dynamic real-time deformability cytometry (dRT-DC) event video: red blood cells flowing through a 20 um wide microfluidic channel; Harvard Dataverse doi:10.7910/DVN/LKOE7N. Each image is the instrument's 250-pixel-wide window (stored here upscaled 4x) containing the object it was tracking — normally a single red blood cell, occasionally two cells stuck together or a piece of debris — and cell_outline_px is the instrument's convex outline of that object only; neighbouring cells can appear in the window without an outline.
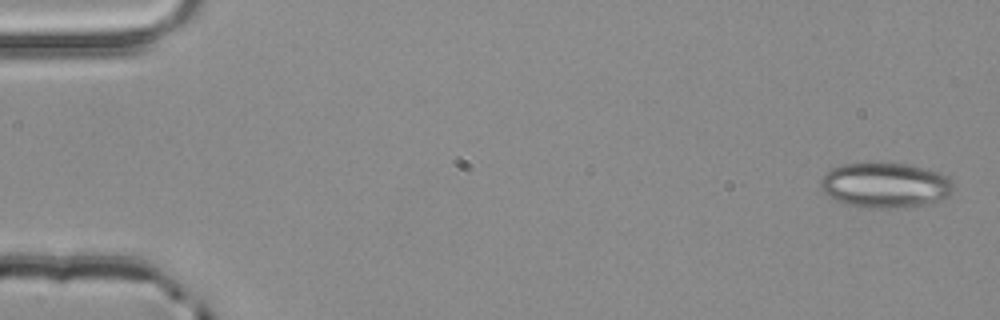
{"species": "common noctule bat (a hibernating species)", "species_latin": "Nyctalus noctula", "temperature_condition": "room temperature", "stored_images_in_passage": 5, "camera_frame_rate_fps": 3000, "um_per_image_px": 0.085, "animal": {"sex": "male", "body_mass_g": 20.4}, "frame": {"image": 1, "passage_image": 1, "time_ms": 0.0, "image_size_px": [1000, 320], "cell_outline_px": [[952, 192], [948, 196], [940, 200], [904, 208], [868, 208], [848, 204], [836, 200], [828, 196], [820, 188], [820, 180], [832, 168], [840, 164], [868, 160], [880, 160], [904, 164], [924, 168], [940, 172], [952, 184]], "centroid_in_image_um": [75.18, 15.7], "position_along_channel_um": 9.8, "area_um2": 35.55}}
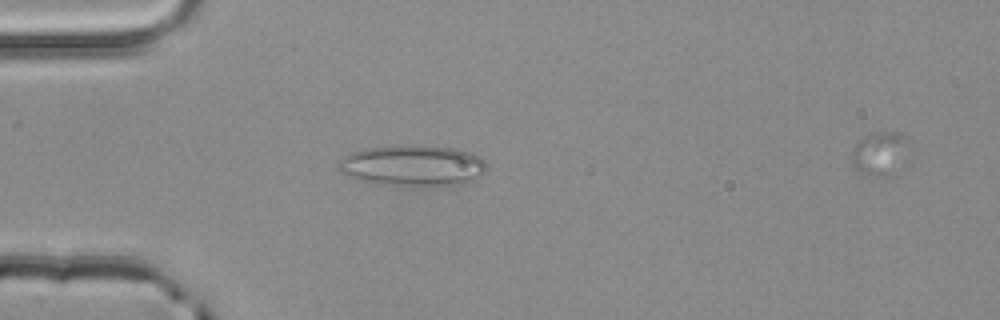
{"frame": {"image": 2, "passage_image": 4, "time_ms": 1.0, "image_size_px": [1000, 320], "cell_outline_px": [[488, 168], [480, 176], [464, 184], [440, 188], [432, 188], [392, 184], [356, 180], [340, 172], [336, 168], [336, 164], [344, 156], [352, 152], [368, 148], [452, 148], [472, 152], [480, 156], [484, 160]], "centroid_in_image_um": [35.14, 14.15], "position_along_channel_um": 49.9, "area_um2": 35.03}}